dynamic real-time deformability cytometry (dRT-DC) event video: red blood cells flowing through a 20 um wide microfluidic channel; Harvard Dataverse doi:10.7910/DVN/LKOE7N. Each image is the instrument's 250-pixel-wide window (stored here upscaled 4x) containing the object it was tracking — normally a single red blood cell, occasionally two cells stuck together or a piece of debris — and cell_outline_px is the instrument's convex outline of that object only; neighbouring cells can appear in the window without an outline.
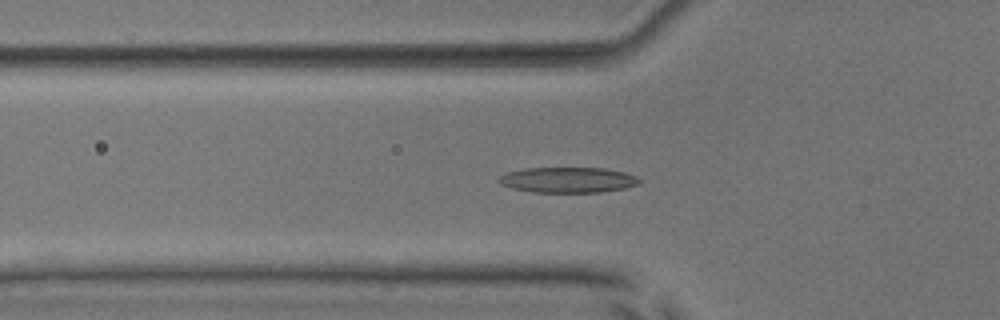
{"species": "common noctule bat (a hibernating species)", "species_latin": "Nyctalus noctula", "temperature_condition": "room temperature", "stored_images_in_passage": 34, "camera_frame_rate_fps": 3000, "um_per_image_px": 0.085, "animal": {"sex": "male", "body_mass_g": 17.9, "forearm_length_mm": 54.2}, "frame": {"image": 1, "passage_image": 4, "time_ms": 1.0, "image_size_px": [1000, 320], "cell_outline_px": [[640, 180], [636, 184], [624, 188], [600, 192], [532, 192], [512, 188], [500, 184], [496, 180], [500, 176], [508, 172], [524, 168], [604, 168], [624, 172], [636, 176]], "centroid_in_image_um": [48.22, 15.29], "position_along_channel_um": 77.6, "area_um2": 20.75}}
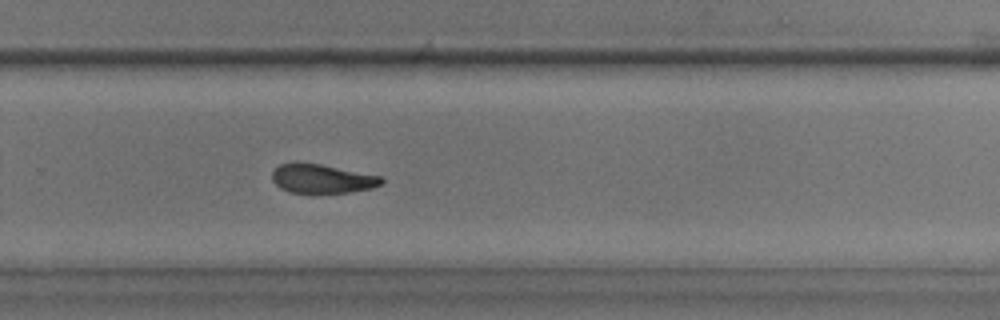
{"frame": {"image": 2, "passage_image": 21, "time_ms": 6.667, "image_size_px": [1000, 320], "cell_outline_px": [[384, 180], [380, 184], [372, 188], [352, 192], [288, 192], [280, 188], [272, 180], [272, 172], [280, 164], [296, 160], [320, 164], [380, 176]], "centroid_in_image_um": [27.31, 15.16], "position_along_channel_um": 302.5, "area_um2": 18.5}}
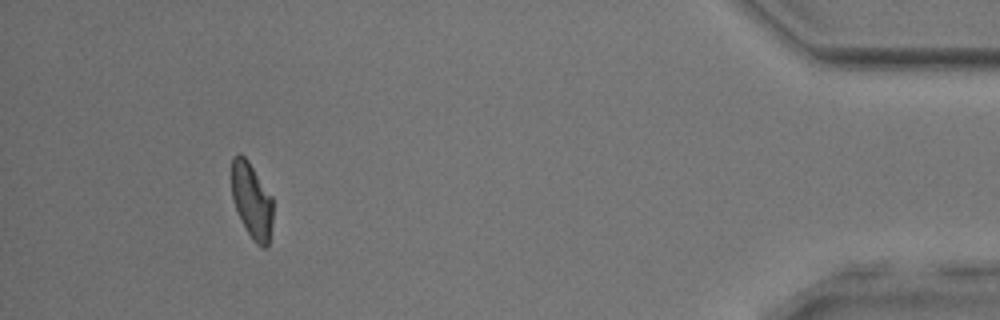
{"frame": {"image": 3, "passage_image": 34, "time_ms": 11.0, "image_size_px": [1000, 320], "cell_outline_px": [[272, 224], [268, 244], [264, 248], [256, 244], [252, 240], [236, 208], [232, 196], [232, 156], [240, 152], [248, 160], [272, 196]], "centroid_in_image_um": [21.4, 17.02], "position_along_channel_um": 413.8, "area_um2": 18.03}, "authors_computed_cell_mechanics": {"area_um2": 19.0451, "velocity_mm_per_s": 3.9732, "shape_relaxation_time_tau1_ms": 4.6926, "shape_relaxation_time_tau2_ms": 5.1081, "deformation_change_tau1": 0.155, "deformation_change_tau2": 0.1383}}